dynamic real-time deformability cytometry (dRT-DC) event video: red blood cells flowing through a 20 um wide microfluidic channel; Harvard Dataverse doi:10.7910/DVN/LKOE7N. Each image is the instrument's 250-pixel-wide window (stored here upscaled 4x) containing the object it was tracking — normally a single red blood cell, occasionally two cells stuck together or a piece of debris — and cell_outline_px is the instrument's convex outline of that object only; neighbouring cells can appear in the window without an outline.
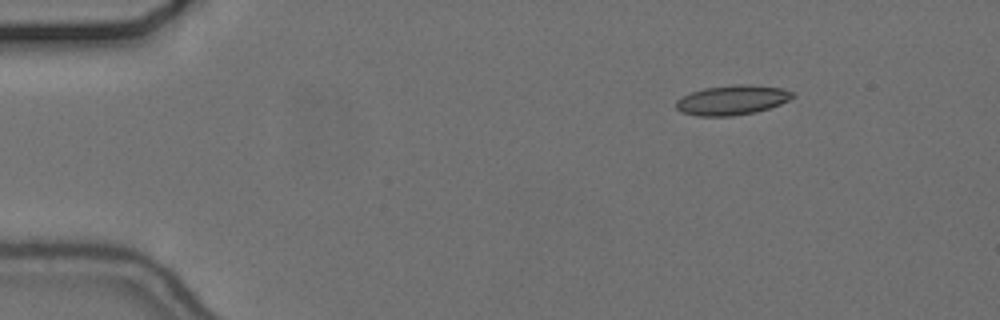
{"species": "common noctule bat (a hibernating species)", "species_latin": "Nyctalus noctula", "temperature_condition": "cold", "stored_images_in_passage": 49, "camera_frame_rate_fps": 3000, "um_per_image_px": 0.085, "animal": {"sex": "female", "body_mass_g": 24.6, "forearm_length_mm": 56.2}, "frame": {"image": 1, "passage_image": 1, "time_ms": 0.0, "image_size_px": [1000, 320], "cell_outline_px": [[796, 96], [780, 104], [756, 112], [732, 116], [696, 116], [680, 112], [676, 108], [676, 100], [692, 92], [704, 88], [736, 84], [740, 84], [780, 88], [792, 92]], "centroid_in_image_um": [62.2, 8.52], "position_along_channel_um": 22.8, "area_um2": 20.0}}
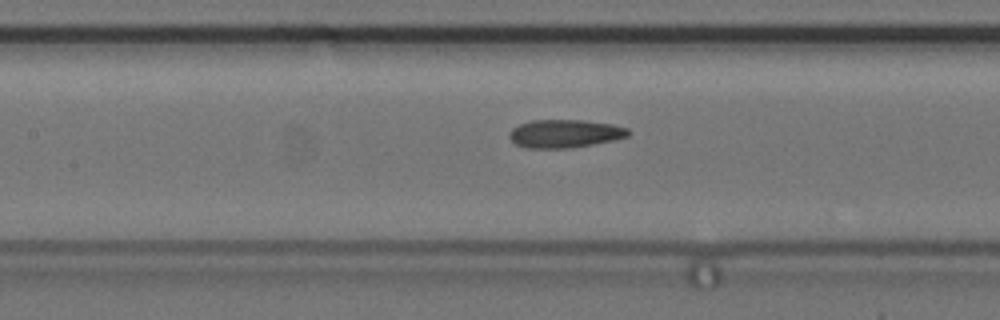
{"frame": {"image": 2, "passage_image": 19, "time_ms": 6.0, "image_size_px": [1000, 320], "cell_outline_px": [[632, 132], [628, 136], [612, 140], [572, 148], [524, 148], [516, 144], [508, 136], [508, 132], [512, 128], [520, 124], [532, 120], [584, 120], [612, 124], [628, 128]], "centroid_in_image_um": [48.0, 11.35], "position_along_channel_um": 159.4, "area_um2": 19.59}}
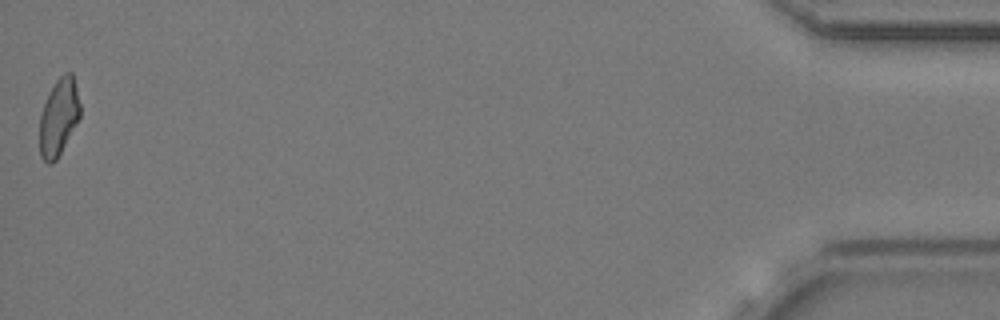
{"frame": {"image": 3, "passage_image": 49, "time_ms": 16.0, "image_size_px": [1000, 320], "cell_outline_px": [[80, 116], [56, 160], [52, 164], [48, 164], [40, 156], [40, 116], [48, 92], [56, 80], [64, 72], [72, 72], [80, 104]], "centroid_in_image_um": [4.98, 9.94], "position_along_channel_um": 430.2, "area_um2": 17.98}, "authors_computed_cell_mechanics": {"area_um2": 19.3052, "velocity_mm_per_s": 3.6745, "shape_relaxation_time_tau1_ms": null, "shape_relaxation_time_tau2_ms": 2.2883, "deformation_change_tau1": null, "deformation_change_tau2": 0.0786}}